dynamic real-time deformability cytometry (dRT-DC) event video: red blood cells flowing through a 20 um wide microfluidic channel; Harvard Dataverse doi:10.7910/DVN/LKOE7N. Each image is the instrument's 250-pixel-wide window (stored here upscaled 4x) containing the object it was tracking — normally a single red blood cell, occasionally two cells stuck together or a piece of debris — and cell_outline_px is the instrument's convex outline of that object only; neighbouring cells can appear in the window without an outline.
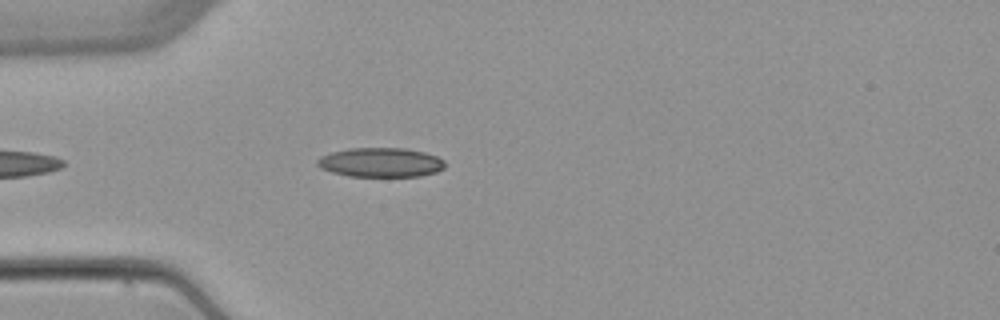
{"species": "common noctule bat (a hibernating species)", "species_latin": "Nyctalus noctula", "temperature_condition": "warm", "stored_images_in_passage": 4, "camera_frame_rate_fps": 3000, "um_per_image_px": 0.085, "animal": {"sex": "female", "body_mass_g": 22.7, "forearm_length_mm": 54.2}, "frame": {"image": 1, "passage_image": 4, "time_ms": 4.333, "image_size_px": [1000, 320], "cell_outline_px": [[444, 168], [436, 172], [420, 176], [348, 176], [332, 172], [320, 168], [316, 164], [316, 160], [320, 156], [332, 152], [348, 148], [404, 148], [424, 152], [436, 156], [444, 160]], "centroid_in_image_um": [32.33, 13.8], "position_along_channel_um": 52.7, "area_um2": 21.85}}